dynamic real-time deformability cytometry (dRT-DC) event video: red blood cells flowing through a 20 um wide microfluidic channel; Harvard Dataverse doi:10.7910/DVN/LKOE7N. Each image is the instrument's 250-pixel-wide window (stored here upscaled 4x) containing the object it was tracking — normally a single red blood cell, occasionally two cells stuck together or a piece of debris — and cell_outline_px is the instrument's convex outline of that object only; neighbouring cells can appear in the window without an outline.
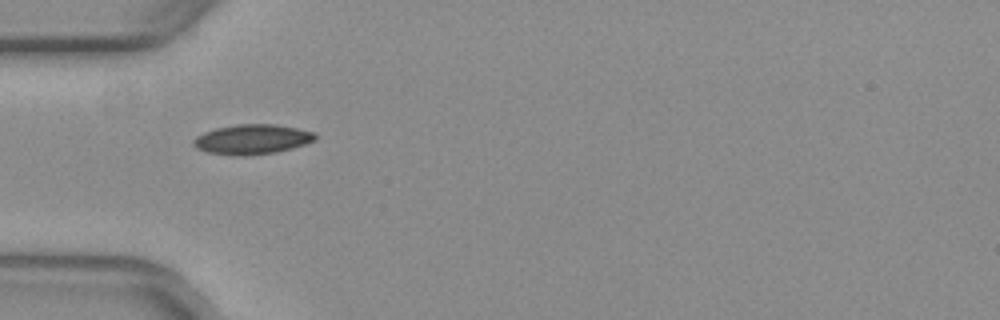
{"species": "common noctule bat (a hibernating species)", "species_latin": "Nyctalus noctula", "temperature_condition": "warm", "stored_images_in_passage": 37, "camera_frame_rate_fps": 3000, "um_per_image_px": 0.085, "animal": {"sex": "female", "body_mass_g": 29.2, "forearm_length_mm": 56.3}, "frame": {"image": 1, "passage_image": 1, "time_ms": 0.0, "image_size_px": [1000, 320], "cell_outline_px": [[316, 140], [292, 148], [276, 152], [244, 156], [232, 156], [208, 152], [196, 148], [192, 144], [192, 140], [196, 136], [204, 132], [216, 128], [236, 124], [276, 124], [316, 132]], "centroid_in_image_um": [21.42, 11.84], "position_along_channel_um": 63.6, "area_um2": 21.33}}
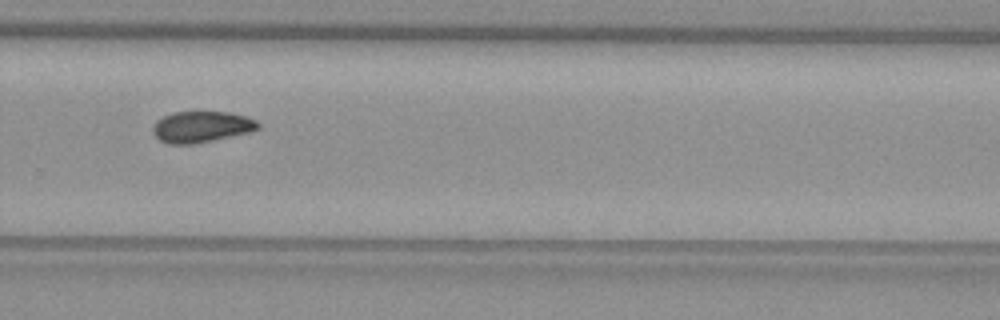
{"frame": {"image": 2, "passage_image": 20, "time_ms": 6.333, "image_size_px": [1000, 320], "cell_outline_px": [[260, 128], [252, 132], [192, 144], [168, 144], [160, 140], [152, 132], [152, 128], [156, 120], [172, 112], [228, 112], [244, 116], [256, 120], [260, 124]], "centroid_in_image_um": [17.12, 10.78], "position_along_channel_um": 312.7, "area_um2": 19.13}}
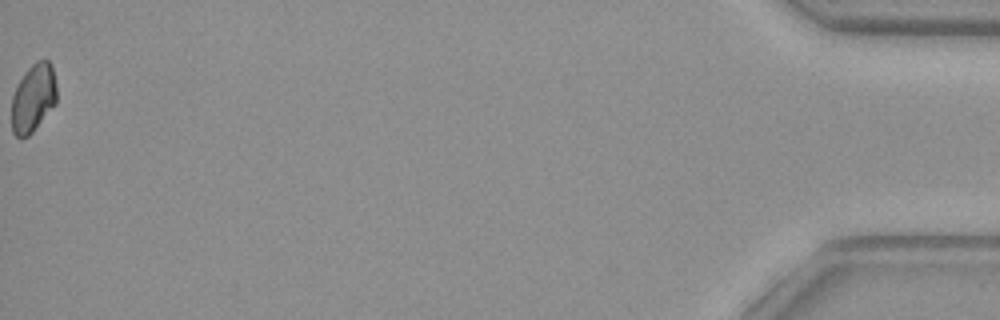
{"frame": {"image": 3, "passage_image": 37, "time_ms": 12.0, "image_size_px": [1000, 320], "cell_outline_px": [[56, 104], [32, 132], [28, 136], [20, 140], [12, 132], [12, 96], [24, 72], [36, 60], [48, 60], [52, 64], [56, 84]], "centroid_in_image_um": [2.83, 8.34], "position_along_channel_um": 432.4, "area_um2": 18.03}, "authors_computed_cell_mechanics": {"area_um2": 19.3052, "velocity_mm_per_s": 3.9662, "shape_relaxation_time_tau1_ms": 8.0243, "shape_relaxation_time_tau2_ms": 9.5255, "deformation_change_tau1": 0.1256, "deformation_change_tau2": 0.0808}}